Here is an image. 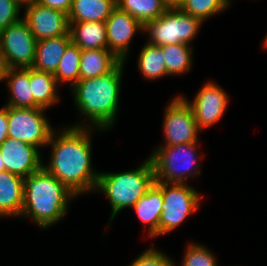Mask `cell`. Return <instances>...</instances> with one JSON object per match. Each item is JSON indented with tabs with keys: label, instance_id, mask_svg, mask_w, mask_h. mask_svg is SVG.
<instances>
[{
	"label": "cell",
	"instance_id": "6da1fadb",
	"mask_svg": "<svg viewBox=\"0 0 267 266\" xmlns=\"http://www.w3.org/2000/svg\"><path fill=\"white\" fill-rule=\"evenodd\" d=\"M89 125L64 129L59 136L53 131L47 146H52L50 163L43 168L75 195L95 190L99 172L91 165ZM56 137V138H55Z\"/></svg>",
	"mask_w": 267,
	"mask_h": 266
},
{
	"label": "cell",
	"instance_id": "7a4b0ae2",
	"mask_svg": "<svg viewBox=\"0 0 267 266\" xmlns=\"http://www.w3.org/2000/svg\"><path fill=\"white\" fill-rule=\"evenodd\" d=\"M76 195L43 167L24 178L23 207L20 216L33 219L41 228L64 218L68 203Z\"/></svg>",
	"mask_w": 267,
	"mask_h": 266
},
{
	"label": "cell",
	"instance_id": "3957f363",
	"mask_svg": "<svg viewBox=\"0 0 267 266\" xmlns=\"http://www.w3.org/2000/svg\"><path fill=\"white\" fill-rule=\"evenodd\" d=\"M124 63L103 76L79 80L71 89L76 107L97 130L111 128L117 117Z\"/></svg>",
	"mask_w": 267,
	"mask_h": 266
},
{
	"label": "cell",
	"instance_id": "277c9868",
	"mask_svg": "<svg viewBox=\"0 0 267 266\" xmlns=\"http://www.w3.org/2000/svg\"><path fill=\"white\" fill-rule=\"evenodd\" d=\"M155 175L152 162L145 160L136 170L119 173H99L96 190L107 195L112 206L111 218L124 208L133 207L154 184Z\"/></svg>",
	"mask_w": 267,
	"mask_h": 266
},
{
	"label": "cell",
	"instance_id": "5b68a950",
	"mask_svg": "<svg viewBox=\"0 0 267 266\" xmlns=\"http://www.w3.org/2000/svg\"><path fill=\"white\" fill-rule=\"evenodd\" d=\"M196 144L194 142L175 146L160 145V148L158 147L155 153L149 156L154 169L155 181L185 184L189 176L200 174L201 169L197 164L199 157L195 152ZM191 169L194 170L192 174L189 172Z\"/></svg>",
	"mask_w": 267,
	"mask_h": 266
},
{
	"label": "cell",
	"instance_id": "8992f818",
	"mask_svg": "<svg viewBox=\"0 0 267 266\" xmlns=\"http://www.w3.org/2000/svg\"><path fill=\"white\" fill-rule=\"evenodd\" d=\"M202 22L179 8L167 9L160 17L144 25L149 32L147 43L155 46L183 43L190 45Z\"/></svg>",
	"mask_w": 267,
	"mask_h": 266
},
{
	"label": "cell",
	"instance_id": "52a82bcc",
	"mask_svg": "<svg viewBox=\"0 0 267 266\" xmlns=\"http://www.w3.org/2000/svg\"><path fill=\"white\" fill-rule=\"evenodd\" d=\"M37 40L23 18L0 32V60L4 69L31 68Z\"/></svg>",
	"mask_w": 267,
	"mask_h": 266
},
{
	"label": "cell",
	"instance_id": "ba28073f",
	"mask_svg": "<svg viewBox=\"0 0 267 266\" xmlns=\"http://www.w3.org/2000/svg\"><path fill=\"white\" fill-rule=\"evenodd\" d=\"M171 185L162 182L164 204L159 219V235L172 232L199 208L201 197L195 189L186 183Z\"/></svg>",
	"mask_w": 267,
	"mask_h": 266
},
{
	"label": "cell",
	"instance_id": "9c48e42d",
	"mask_svg": "<svg viewBox=\"0 0 267 266\" xmlns=\"http://www.w3.org/2000/svg\"><path fill=\"white\" fill-rule=\"evenodd\" d=\"M44 110L7 106L8 137L37 148L47 145L54 130L45 118Z\"/></svg>",
	"mask_w": 267,
	"mask_h": 266
},
{
	"label": "cell",
	"instance_id": "30bf717a",
	"mask_svg": "<svg viewBox=\"0 0 267 266\" xmlns=\"http://www.w3.org/2000/svg\"><path fill=\"white\" fill-rule=\"evenodd\" d=\"M163 121L166 139L164 146L194 143L198 140V131L194 112L182 96L175 97L168 104Z\"/></svg>",
	"mask_w": 267,
	"mask_h": 266
},
{
	"label": "cell",
	"instance_id": "8fae6325",
	"mask_svg": "<svg viewBox=\"0 0 267 266\" xmlns=\"http://www.w3.org/2000/svg\"><path fill=\"white\" fill-rule=\"evenodd\" d=\"M24 20L37 41L69 34L68 15L62 11L31 2L26 5Z\"/></svg>",
	"mask_w": 267,
	"mask_h": 266
},
{
	"label": "cell",
	"instance_id": "7c38bea8",
	"mask_svg": "<svg viewBox=\"0 0 267 266\" xmlns=\"http://www.w3.org/2000/svg\"><path fill=\"white\" fill-rule=\"evenodd\" d=\"M184 99L191 106L200 131L217 123L228 105L227 94L213 82L203 85L193 102Z\"/></svg>",
	"mask_w": 267,
	"mask_h": 266
},
{
	"label": "cell",
	"instance_id": "4fadbf2b",
	"mask_svg": "<svg viewBox=\"0 0 267 266\" xmlns=\"http://www.w3.org/2000/svg\"><path fill=\"white\" fill-rule=\"evenodd\" d=\"M0 155L5 171L23 178L39 171L43 166L37 147L9 137L0 145Z\"/></svg>",
	"mask_w": 267,
	"mask_h": 266
},
{
	"label": "cell",
	"instance_id": "5bb4252c",
	"mask_svg": "<svg viewBox=\"0 0 267 266\" xmlns=\"http://www.w3.org/2000/svg\"><path fill=\"white\" fill-rule=\"evenodd\" d=\"M108 49L121 61L127 59L128 47L136 31H143L144 26L126 11L116 6L105 21Z\"/></svg>",
	"mask_w": 267,
	"mask_h": 266
},
{
	"label": "cell",
	"instance_id": "9a60e30c",
	"mask_svg": "<svg viewBox=\"0 0 267 266\" xmlns=\"http://www.w3.org/2000/svg\"><path fill=\"white\" fill-rule=\"evenodd\" d=\"M162 182L155 181L137 203L132 207L135 209L140 221L149 225L150 237L159 236V219L163 209Z\"/></svg>",
	"mask_w": 267,
	"mask_h": 266
},
{
	"label": "cell",
	"instance_id": "2e32d148",
	"mask_svg": "<svg viewBox=\"0 0 267 266\" xmlns=\"http://www.w3.org/2000/svg\"><path fill=\"white\" fill-rule=\"evenodd\" d=\"M24 178L0 171V217L20 216L23 207Z\"/></svg>",
	"mask_w": 267,
	"mask_h": 266
},
{
	"label": "cell",
	"instance_id": "e0dca14e",
	"mask_svg": "<svg viewBox=\"0 0 267 266\" xmlns=\"http://www.w3.org/2000/svg\"><path fill=\"white\" fill-rule=\"evenodd\" d=\"M71 42L70 33L37 41L32 68L39 71L54 73L67 46Z\"/></svg>",
	"mask_w": 267,
	"mask_h": 266
},
{
	"label": "cell",
	"instance_id": "ac0fdd59",
	"mask_svg": "<svg viewBox=\"0 0 267 266\" xmlns=\"http://www.w3.org/2000/svg\"><path fill=\"white\" fill-rule=\"evenodd\" d=\"M3 80L8 81V88L11 93L8 104H5L6 106L34 108V98L30 86V68L4 69Z\"/></svg>",
	"mask_w": 267,
	"mask_h": 266
},
{
	"label": "cell",
	"instance_id": "d6986e66",
	"mask_svg": "<svg viewBox=\"0 0 267 266\" xmlns=\"http://www.w3.org/2000/svg\"><path fill=\"white\" fill-rule=\"evenodd\" d=\"M71 41L81 50L108 49L105 22H69Z\"/></svg>",
	"mask_w": 267,
	"mask_h": 266
},
{
	"label": "cell",
	"instance_id": "ffe728a7",
	"mask_svg": "<svg viewBox=\"0 0 267 266\" xmlns=\"http://www.w3.org/2000/svg\"><path fill=\"white\" fill-rule=\"evenodd\" d=\"M121 62L109 49L82 50L80 56V80L103 76Z\"/></svg>",
	"mask_w": 267,
	"mask_h": 266
},
{
	"label": "cell",
	"instance_id": "44dd1931",
	"mask_svg": "<svg viewBox=\"0 0 267 266\" xmlns=\"http://www.w3.org/2000/svg\"><path fill=\"white\" fill-rule=\"evenodd\" d=\"M117 6L116 0H73L69 22H105Z\"/></svg>",
	"mask_w": 267,
	"mask_h": 266
},
{
	"label": "cell",
	"instance_id": "7402d4cb",
	"mask_svg": "<svg viewBox=\"0 0 267 266\" xmlns=\"http://www.w3.org/2000/svg\"><path fill=\"white\" fill-rule=\"evenodd\" d=\"M30 86L34 98V108L48 109L59 101L57 82L53 73L30 68Z\"/></svg>",
	"mask_w": 267,
	"mask_h": 266
},
{
	"label": "cell",
	"instance_id": "603a6c76",
	"mask_svg": "<svg viewBox=\"0 0 267 266\" xmlns=\"http://www.w3.org/2000/svg\"><path fill=\"white\" fill-rule=\"evenodd\" d=\"M117 6L136 18L143 26L160 17L167 7L161 0H116Z\"/></svg>",
	"mask_w": 267,
	"mask_h": 266
},
{
	"label": "cell",
	"instance_id": "cb8c5ba5",
	"mask_svg": "<svg viewBox=\"0 0 267 266\" xmlns=\"http://www.w3.org/2000/svg\"><path fill=\"white\" fill-rule=\"evenodd\" d=\"M163 51L165 68L168 75H180L190 70L192 64V48L190 45L178 43L160 46Z\"/></svg>",
	"mask_w": 267,
	"mask_h": 266
},
{
	"label": "cell",
	"instance_id": "d4e9b609",
	"mask_svg": "<svg viewBox=\"0 0 267 266\" xmlns=\"http://www.w3.org/2000/svg\"><path fill=\"white\" fill-rule=\"evenodd\" d=\"M82 50L71 42L63 54L56 71L53 73L57 84L71 83L73 87L80 80V56Z\"/></svg>",
	"mask_w": 267,
	"mask_h": 266
},
{
	"label": "cell",
	"instance_id": "484cf974",
	"mask_svg": "<svg viewBox=\"0 0 267 266\" xmlns=\"http://www.w3.org/2000/svg\"><path fill=\"white\" fill-rule=\"evenodd\" d=\"M163 56L160 46L147 43L142 48L139 54L138 67L146 79L153 80L168 76Z\"/></svg>",
	"mask_w": 267,
	"mask_h": 266
},
{
	"label": "cell",
	"instance_id": "4316f807",
	"mask_svg": "<svg viewBox=\"0 0 267 266\" xmlns=\"http://www.w3.org/2000/svg\"><path fill=\"white\" fill-rule=\"evenodd\" d=\"M229 4V0H183L179 9L203 23L208 17L224 11Z\"/></svg>",
	"mask_w": 267,
	"mask_h": 266
},
{
	"label": "cell",
	"instance_id": "83f0119b",
	"mask_svg": "<svg viewBox=\"0 0 267 266\" xmlns=\"http://www.w3.org/2000/svg\"><path fill=\"white\" fill-rule=\"evenodd\" d=\"M181 266H217L211 250L198 244H190L185 251Z\"/></svg>",
	"mask_w": 267,
	"mask_h": 266
},
{
	"label": "cell",
	"instance_id": "f1b7e54d",
	"mask_svg": "<svg viewBox=\"0 0 267 266\" xmlns=\"http://www.w3.org/2000/svg\"><path fill=\"white\" fill-rule=\"evenodd\" d=\"M130 266H175V264L161 251L149 248L141 253Z\"/></svg>",
	"mask_w": 267,
	"mask_h": 266
},
{
	"label": "cell",
	"instance_id": "f546056e",
	"mask_svg": "<svg viewBox=\"0 0 267 266\" xmlns=\"http://www.w3.org/2000/svg\"><path fill=\"white\" fill-rule=\"evenodd\" d=\"M21 7L22 5L16 0H0V32L21 19L19 18Z\"/></svg>",
	"mask_w": 267,
	"mask_h": 266
},
{
	"label": "cell",
	"instance_id": "4dcf8cb0",
	"mask_svg": "<svg viewBox=\"0 0 267 266\" xmlns=\"http://www.w3.org/2000/svg\"><path fill=\"white\" fill-rule=\"evenodd\" d=\"M73 0H35L43 6L50 7L68 14Z\"/></svg>",
	"mask_w": 267,
	"mask_h": 266
},
{
	"label": "cell",
	"instance_id": "1f68e13d",
	"mask_svg": "<svg viewBox=\"0 0 267 266\" xmlns=\"http://www.w3.org/2000/svg\"><path fill=\"white\" fill-rule=\"evenodd\" d=\"M8 137V119H7V106L4 105L0 109V145Z\"/></svg>",
	"mask_w": 267,
	"mask_h": 266
},
{
	"label": "cell",
	"instance_id": "d6a6232c",
	"mask_svg": "<svg viewBox=\"0 0 267 266\" xmlns=\"http://www.w3.org/2000/svg\"><path fill=\"white\" fill-rule=\"evenodd\" d=\"M167 9L179 8L183 0H161Z\"/></svg>",
	"mask_w": 267,
	"mask_h": 266
},
{
	"label": "cell",
	"instance_id": "836d02e7",
	"mask_svg": "<svg viewBox=\"0 0 267 266\" xmlns=\"http://www.w3.org/2000/svg\"><path fill=\"white\" fill-rule=\"evenodd\" d=\"M19 4L22 6H25L27 4H30L31 2H34L35 0H16Z\"/></svg>",
	"mask_w": 267,
	"mask_h": 266
},
{
	"label": "cell",
	"instance_id": "e575fe53",
	"mask_svg": "<svg viewBox=\"0 0 267 266\" xmlns=\"http://www.w3.org/2000/svg\"><path fill=\"white\" fill-rule=\"evenodd\" d=\"M3 71H4V67L0 60V81H3Z\"/></svg>",
	"mask_w": 267,
	"mask_h": 266
},
{
	"label": "cell",
	"instance_id": "d590c367",
	"mask_svg": "<svg viewBox=\"0 0 267 266\" xmlns=\"http://www.w3.org/2000/svg\"><path fill=\"white\" fill-rule=\"evenodd\" d=\"M4 170H5L4 162H3V159L0 155V171H4Z\"/></svg>",
	"mask_w": 267,
	"mask_h": 266
}]
</instances>
